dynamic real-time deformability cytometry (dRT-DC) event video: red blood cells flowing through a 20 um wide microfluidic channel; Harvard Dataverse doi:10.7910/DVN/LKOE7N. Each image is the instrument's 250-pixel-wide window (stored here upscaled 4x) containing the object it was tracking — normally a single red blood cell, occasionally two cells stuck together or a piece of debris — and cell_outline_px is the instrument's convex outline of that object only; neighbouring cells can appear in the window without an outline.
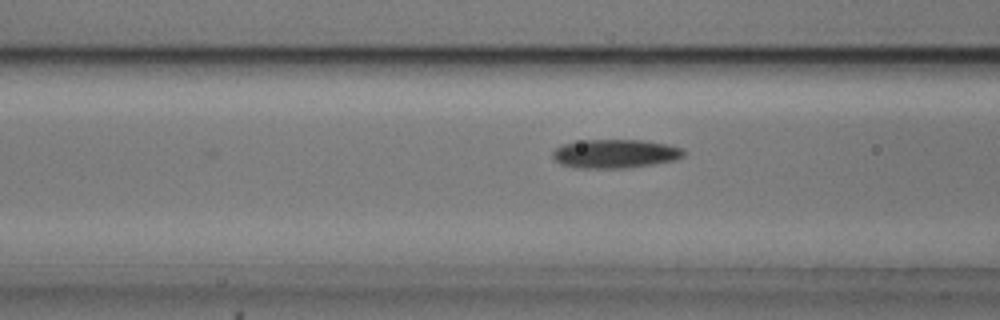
{"species": "common noctule bat (a hibernating species)", "species_latin": "Nyctalus noctula", "temperature_condition": "cold", "stored_images_in_passage": 19, "camera_frame_rate_fps": 3000, "um_per_image_px": 0.085, "animal": {"sex": "male", "body_mass_g": 20.5, "forearm_length_mm": 52.5}, "frame": {"image": 1, "passage_image": 7, "time_ms": 2.0, "image_size_px": [1000, 320], "cell_outline_px": [[688, 152], [684, 156], [676, 160], [652, 164], [624, 168], [576, 168], [560, 164], [552, 156], [552, 152], [560, 144], [584, 140], [644, 140], [668, 144], [684, 148]], "centroid_in_image_um": [52.32, 13.06], "position_along_channel_um": 114.3, "area_um2": 22.25}}
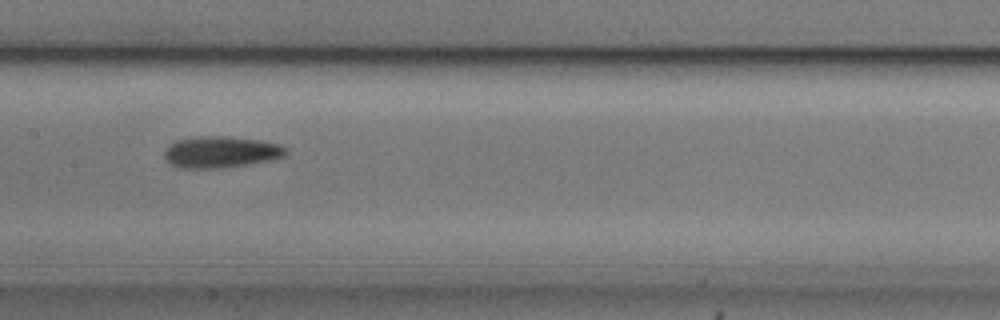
{"frame": {"image": 2, "passage_image": 13, "time_ms": 4.0, "image_size_px": [1000, 320], "cell_outline_px": [[288, 152], [284, 156], [272, 160], [224, 168], [180, 168], [164, 160], [164, 152], [168, 144], [176, 140], [196, 136], [228, 136], [264, 140], [280, 144], [288, 148]], "centroid_in_image_um": [18.79, 12.91], "position_along_channel_um": 188.6, "area_um2": 22.77}}
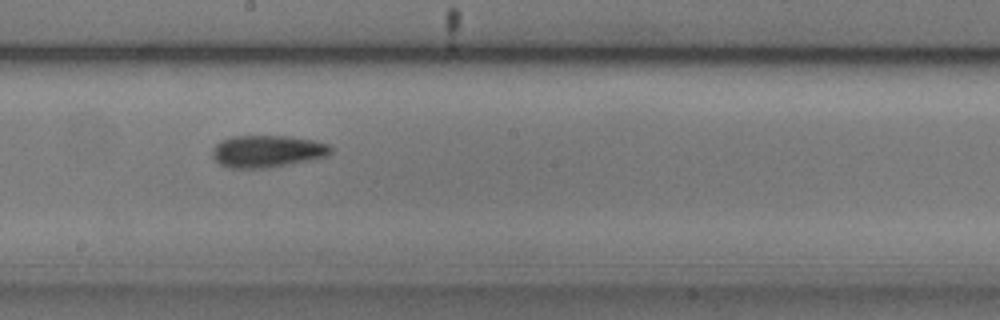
{"frame": {"image": 3, "passage_image": 16, "time_ms": 5.0, "image_size_px": [1000, 320], "cell_outline_px": [[332, 152], [328, 156], [268, 168], [228, 168], [220, 164], [212, 156], [212, 148], [220, 140], [232, 136], [288, 136], [316, 140], [328, 144], [332, 148]], "centroid_in_image_um": [22.71, 12.85], "position_along_channel_um": 225.5, "area_um2": 22.31}}